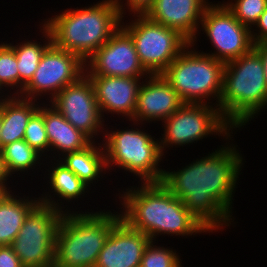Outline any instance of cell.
I'll return each mask as SVG.
<instances>
[{"instance_id": "6da1fadb", "label": "cell", "mask_w": 267, "mask_h": 267, "mask_svg": "<svg viewBox=\"0 0 267 267\" xmlns=\"http://www.w3.org/2000/svg\"><path fill=\"white\" fill-rule=\"evenodd\" d=\"M233 136L227 137L215 152H208L179 170L164 169L161 180L212 232L236 224L232 204L245 159L238 145L233 144Z\"/></svg>"}, {"instance_id": "7a4b0ae2", "label": "cell", "mask_w": 267, "mask_h": 267, "mask_svg": "<svg viewBox=\"0 0 267 267\" xmlns=\"http://www.w3.org/2000/svg\"><path fill=\"white\" fill-rule=\"evenodd\" d=\"M129 187L122 189V193L119 188L116 195L122 206L117 207L121 218L133 229L146 234L151 241H156L161 235L187 238L199 233H215L161 182L139 183L138 186Z\"/></svg>"}, {"instance_id": "3957f363", "label": "cell", "mask_w": 267, "mask_h": 267, "mask_svg": "<svg viewBox=\"0 0 267 267\" xmlns=\"http://www.w3.org/2000/svg\"><path fill=\"white\" fill-rule=\"evenodd\" d=\"M42 20L52 44L86 62L121 27L122 15L115 0L70 8Z\"/></svg>"}, {"instance_id": "277c9868", "label": "cell", "mask_w": 267, "mask_h": 267, "mask_svg": "<svg viewBox=\"0 0 267 267\" xmlns=\"http://www.w3.org/2000/svg\"><path fill=\"white\" fill-rule=\"evenodd\" d=\"M265 109L267 81L264 63L260 54L253 48L249 53L225 63L219 111L238 131L250 124V121H254Z\"/></svg>"}, {"instance_id": "5b68a950", "label": "cell", "mask_w": 267, "mask_h": 267, "mask_svg": "<svg viewBox=\"0 0 267 267\" xmlns=\"http://www.w3.org/2000/svg\"><path fill=\"white\" fill-rule=\"evenodd\" d=\"M64 213L55 239L54 267H95L98 255L121 212L100 209Z\"/></svg>"}, {"instance_id": "8992f818", "label": "cell", "mask_w": 267, "mask_h": 267, "mask_svg": "<svg viewBox=\"0 0 267 267\" xmlns=\"http://www.w3.org/2000/svg\"><path fill=\"white\" fill-rule=\"evenodd\" d=\"M131 123L130 129V126L116 130L112 126L105 128L102 144L107 171L116 167L136 176L138 183L161 182L164 169L160 168V164L165 156L161 152L159 138L142 129V123Z\"/></svg>"}, {"instance_id": "52a82bcc", "label": "cell", "mask_w": 267, "mask_h": 267, "mask_svg": "<svg viewBox=\"0 0 267 267\" xmlns=\"http://www.w3.org/2000/svg\"><path fill=\"white\" fill-rule=\"evenodd\" d=\"M197 50L190 43L167 67L162 76L170 83L183 103L215 104L219 108L225 63Z\"/></svg>"}, {"instance_id": "ba28073f", "label": "cell", "mask_w": 267, "mask_h": 267, "mask_svg": "<svg viewBox=\"0 0 267 267\" xmlns=\"http://www.w3.org/2000/svg\"><path fill=\"white\" fill-rule=\"evenodd\" d=\"M162 123L164 134L161 133L159 142L164 156L168 153L167 148H183L211 135L226 140L235 131L222 117L219 108L211 104L184 103Z\"/></svg>"}, {"instance_id": "9c48e42d", "label": "cell", "mask_w": 267, "mask_h": 267, "mask_svg": "<svg viewBox=\"0 0 267 267\" xmlns=\"http://www.w3.org/2000/svg\"><path fill=\"white\" fill-rule=\"evenodd\" d=\"M122 18L121 26L134 41L141 65L150 75L162 74L190 42L174 29L149 19L145 14ZM133 17V18H132Z\"/></svg>"}, {"instance_id": "30bf717a", "label": "cell", "mask_w": 267, "mask_h": 267, "mask_svg": "<svg viewBox=\"0 0 267 267\" xmlns=\"http://www.w3.org/2000/svg\"><path fill=\"white\" fill-rule=\"evenodd\" d=\"M63 213L38 203L11 243L23 267H54L55 239Z\"/></svg>"}, {"instance_id": "8fae6325", "label": "cell", "mask_w": 267, "mask_h": 267, "mask_svg": "<svg viewBox=\"0 0 267 267\" xmlns=\"http://www.w3.org/2000/svg\"><path fill=\"white\" fill-rule=\"evenodd\" d=\"M198 36L203 31L214 50L205 54L226 63L254 48L251 29L242 25L223 2H211L202 16ZM216 50V51H215Z\"/></svg>"}, {"instance_id": "7c38bea8", "label": "cell", "mask_w": 267, "mask_h": 267, "mask_svg": "<svg viewBox=\"0 0 267 267\" xmlns=\"http://www.w3.org/2000/svg\"><path fill=\"white\" fill-rule=\"evenodd\" d=\"M85 68V62L76 54L52 44L43 54L37 70L20 97L42 102L44 101L40 99L47 97L48 101L45 102H50L63 88L85 75Z\"/></svg>"}, {"instance_id": "4fadbf2b", "label": "cell", "mask_w": 267, "mask_h": 267, "mask_svg": "<svg viewBox=\"0 0 267 267\" xmlns=\"http://www.w3.org/2000/svg\"><path fill=\"white\" fill-rule=\"evenodd\" d=\"M48 103L93 142L98 139L102 142L99 135L102 133L104 137L105 127L107 128L110 122L104 124L92 82L86 75L67 85Z\"/></svg>"}, {"instance_id": "5bb4252c", "label": "cell", "mask_w": 267, "mask_h": 267, "mask_svg": "<svg viewBox=\"0 0 267 267\" xmlns=\"http://www.w3.org/2000/svg\"><path fill=\"white\" fill-rule=\"evenodd\" d=\"M85 75L146 78L130 34L121 26L86 62Z\"/></svg>"}, {"instance_id": "9a60e30c", "label": "cell", "mask_w": 267, "mask_h": 267, "mask_svg": "<svg viewBox=\"0 0 267 267\" xmlns=\"http://www.w3.org/2000/svg\"><path fill=\"white\" fill-rule=\"evenodd\" d=\"M183 101L162 74L142 80L131 121L142 124L162 123L182 105Z\"/></svg>"}, {"instance_id": "2e32d148", "label": "cell", "mask_w": 267, "mask_h": 267, "mask_svg": "<svg viewBox=\"0 0 267 267\" xmlns=\"http://www.w3.org/2000/svg\"><path fill=\"white\" fill-rule=\"evenodd\" d=\"M92 82L97 104L104 120L111 114L131 122L139 87L144 78L86 75ZM107 115H105V114ZM113 114V115H112Z\"/></svg>"}, {"instance_id": "e0dca14e", "label": "cell", "mask_w": 267, "mask_h": 267, "mask_svg": "<svg viewBox=\"0 0 267 267\" xmlns=\"http://www.w3.org/2000/svg\"><path fill=\"white\" fill-rule=\"evenodd\" d=\"M150 241L146 234L133 229L121 218L107 236L95 267H140Z\"/></svg>"}, {"instance_id": "ac0fdd59", "label": "cell", "mask_w": 267, "mask_h": 267, "mask_svg": "<svg viewBox=\"0 0 267 267\" xmlns=\"http://www.w3.org/2000/svg\"><path fill=\"white\" fill-rule=\"evenodd\" d=\"M210 3L209 0H154L145 15L176 30L196 46L202 16Z\"/></svg>"}, {"instance_id": "d6986e66", "label": "cell", "mask_w": 267, "mask_h": 267, "mask_svg": "<svg viewBox=\"0 0 267 267\" xmlns=\"http://www.w3.org/2000/svg\"><path fill=\"white\" fill-rule=\"evenodd\" d=\"M47 161L49 160L45 159L44 161V164H46L47 166H43L45 167L44 169H46V171H44V169H42L41 171H43L42 174L45 172V174H43L44 178L42 179L46 181L48 180L47 182H45L47 186L43 191L47 190V188L48 191H45V193L43 192L38 197L39 202L46 205H50L61 211L63 214L70 212H80L79 210L75 211L72 207L70 209V207L66 205V203L72 204L71 202H73L74 204V201L77 200V205H79L78 200L80 198V200L84 199V196H86L90 192L89 190L91 189L58 159H51L49 162Z\"/></svg>"}, {"instance_id": "ffe728a7", "label": "cell", "mask_w": 267, "mask_h": 267, "mask_svg": "<svg viewBox=\"0 0 267 267\" xmlns=\"http://www.w3.org/2000/svg\"><path fill=\"white\" fill-rule=\"evenodd\" d=\"M44 123L49 140L48 159H59L66 153L85 149L93 142L47 102H44Z\"/></svg>"}, {"instance_id": "44dd1931", "label": "cell", "mask_w": 267, "mask_h": 267, "mask_svg": "<svg viewBox=\"0 0 267 267\" xmlns=\"http://www.w3.org/2000/svg\"><path fill=\"white\" fill-rule=\"evenodd\" d=\"M0 193V246L11 245L16 239L26 216L39 203V198L17 191ZM19 194L21 196H19Z\"/></svg>"}, {"instance_id": "7402d4cb", "label": "cell", "mask_w": 267, "mask_h": 267, "mask_svg": "<svg viewBox=\"0 0 267 267\" xmlns=\"http://www.w3.org/2000/svg\"><path fill=\"white\" fill-rule=\"evenodd\" d=\"M40 104L42 102L20 96H8L1 101V149L9 143L24 139L28 121Z\"/></svg>"}, {"instance_id": "603a6c76", "label": "cell", "mask_w": 267, "mask_h": 267, "mask_svg": "<svg viewBox=\"0 0 267 267\" xmlns=\"http://www.w3.org/2000/svg\"><path fill=\"white\" fill-rule=\"evenodd\" d=\"M58 160L90 189L92 186H96L94 184L102 178H106L104 174L108 175L104 147L98 141L97 143L96 141L92 142L80 151L66 153ZM99 178L100 180H98Z\"/></svg>"}, {"instance_id": "cb8c5ba5", "label": "cell", "mask_w": 267, "mask_h": 267, "mask_svg": "<svg viewBox=\"0 0 267 267\" xmlns=\"http://www.w3.org/2000/svg\"><path fill=\"white\" fill-rule=\"evenodd\" d=\"M40 31L45 38L42 42L27 40L19 43H8L14 50L17 58V68L20 74V95L24 87L32 79L34 72L37 70L40 60L45 51L52 45V38L50 32L40 24ZM41 43V44H40Z\"/></svg>"}, {"instance_id": "d4e9b609", "label": "cell", "mask_w": 267, "mask_h": 267, "mask_svg": "<svg viewBox=\"0 0 267 267\" xmlns=\"http://www.w3.org/2000/svg\"><path fill=\"white\" fill-rule=\"evenodd\" d=\"M1 153L3 155L6 170L13 180H15L14 178L16 177L14 174H19L17 177H20L21 173L22 180H24V177H26L23 176L24 173L29 175L30 173L28 172L32 171V174H35V170L44 168L41 166H44L43 162L45 161V158H42L43 156L32 148L24 139L3 146Z\"/></svg>"}, {"instance_id": "484cf974", "label": "cell", "mask_w": 267, "mask_h": 267, "mask_svg": "<svg viewBox=\"0 0 267 267\" xmlns=\"http://www.w3.org/2000/svg\"><path fill=\"white\" fill-rule=\"evenodd\" d=\"M0 88L5 93L7 91L6 94L9 96H20V74L17 68V58L13 48L5 41L0 43Z\"/></svg>"}, {"instance_id": "4316f807", "label": "cell", "mask_w": 267, "mask_h": 267, "mask_svg": "<svg viewBox=\"0 0 267 267\" xmlns=\"http://www.w3.org/2000/svg\"><path fill=\"white\" fill-rule=\"evenodd\" d=\"M24 140L43 158L46 156L45 159H47L49 156V140L44 123V102L40 104L39 109L29 119L24 132Z\"/></svg>"}, {"instance_id": "83f0119b", "label": "cell", "mask_w": 267, "mask_h": 267, "mask_svg": "<svg viewBox=\"0 0 267 267\" xmlns=\"http://www.w3.org/2000/svg\"><path fill=\"white\" fill-rule=\"evenodd\" d=\"M223 3L244 26L252 29L267 8V0H228Z\"/></svg>"}, {"instance_id": "f1b7e54d", "label": "cell", "mask_w": 267, "mask_h": 267, "mask_svg": "<svg viewBox=\"0 0 267 267\" xmlns=\"http://www.w3.org/2000/svg\"><path fill=\"white\" fill-rule=\"evenodd\" d=\"M176 252L168 246H157L156 241H150L144 250L140 267H183L180 253Z\"/></svg>"}, {"instance_id": "f546056e", "label": "cell", "mask_w": 267, "mask_h": 267, "mask_svg": "<svg viewBox=\"0 0 267 267\" xmlns=\"http://www.w3.org/2000/svg\"><path fill=\"white\" fill-rule=\"evenodd\" d=\"M115 1L122 17H128L125 16L127 14L126 13L127 11L129 15L145 14L154 2V0H115Z\"/></svg>"}, {"instance_id": "4dcf8cb0", "label": "cell", "mask_w": 267, "mask_h": 267, "mask_svg": "<svg viewBox=\"0 0 267 267\" xmlns=\"http://www.w3.org/2000/svg\"><path fill=\"white\" fill-rule=\"evenodd\" d=\"M0 267H23L10 245L0 246Z\"/></svg>"}, {"instance_id": "1f68e13d", "label": "cell", "mask_w": 267, "mask_h": 267, "mask_svg": "<svg viewBox=\"0 0 267 267\" xmlns=\"http://www.w3.org/2000/svg\"><path fill=\"white\" fill-rule=\"evenodd\" d=\"M257 26V27H256ZM255 29H251V37L253 43L267 41V8L259 17L258 22L254 25Z\"/></svg>"}, {"instance_id": "d6a6232c", "label": "cell", "mask_w": 267, "mask_h": 267, "mask_svg": "<svg viewBox=\"0 0 267 267\" xmlns=\"http://www.w3.org/2000/svg\"><path fill=\"white\" fill-rule=\"evenodd\" d=\"M10 178H11V176L8 174V172L6 170L3 155L0 151V193L11 191V189L13 187L9 183L12 180ZM8 180H10V181H8ZM8 184L11 187H9Z\"/></svg>"}, {"instance_id": "836d02e7", "label": "cell", "mask_w": 267, "mask_h": 267, "mask_svg": "<svg viewBox=\"0 0 267 267\" xmlns=\"http://www.w3.org/2000/svg\"><path fill=\"white\" fill-rule=\"evenodd\" d=\"M254 49L260 54L264 63V75L267 81V41L254 44Z\"/></svg>"}, {"instance_id": "e575fe53", "label": "cell", "mask_w": 267, "mask_h": 267, "mask_svg": "<svg viewBox=\"0 0 267 267\" xmlns=\"http://www.w3.org/2000/svg\"><path fill=\"white\" fill-rule=\"evenodd\" d=\"M4 91L0 88V101L6 99L9 95L5 94Z\"/></svg>"}, {"instance_id": "d590c367", "label": "cell", "mask_w": 267, "mask_h": 267, "mask_svg": "<svg viewBox=\"0 0 267 267\" xmlns=\"http://www.w3.org/2000/svg\"><path fill=\"white\" fill-rule=\"evenodd\" d=\"M0 131H1V101H0ZM0 151H1V140H0Z\"/></svg>"}]
</instances>
